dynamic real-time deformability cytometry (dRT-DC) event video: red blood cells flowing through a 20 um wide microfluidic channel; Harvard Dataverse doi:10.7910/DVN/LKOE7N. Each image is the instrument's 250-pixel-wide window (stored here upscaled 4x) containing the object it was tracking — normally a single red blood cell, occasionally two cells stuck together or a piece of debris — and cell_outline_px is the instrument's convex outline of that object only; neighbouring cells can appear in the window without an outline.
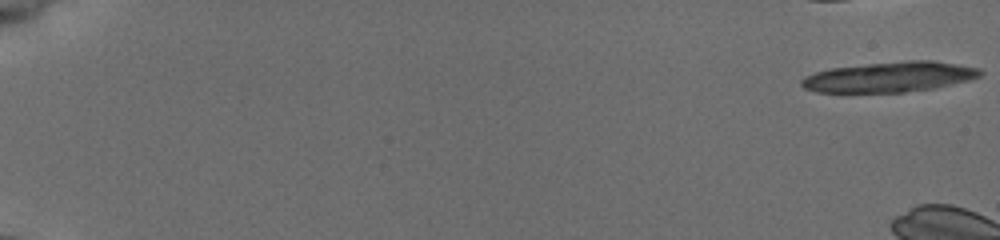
{"species": "common noctule bat (a hibernating species)", "species_latin": "Nyctalus noctula", "temperature_condition": "cold", "stored_images_in_passage": 10, "camera_frame_rate_fps": 3000, "um_per_image_px": 0.085, "animal": {"sex": "female", "body_mass_g": 19.5, "forearm_length_mm": 54.1}, "frame": {"image": 1, "passage_image": 1, "time_ms": 0.0, "image_size_px": [1000, 240], "cell_outline_px": [[984, 72], [980, 76], [968, 80], [932, 88], [904, 92], [816, 92], [804, 88], [800, 84], [800, 80], [804, 76], [816, 72], [832, 68], [868, 64], [908, 60], [932, 60], [980, 68]], "centroid_in_image_um": [75.6, 6.54], "position_along_channel_um": 9.4, "area_um2": 31.27}}